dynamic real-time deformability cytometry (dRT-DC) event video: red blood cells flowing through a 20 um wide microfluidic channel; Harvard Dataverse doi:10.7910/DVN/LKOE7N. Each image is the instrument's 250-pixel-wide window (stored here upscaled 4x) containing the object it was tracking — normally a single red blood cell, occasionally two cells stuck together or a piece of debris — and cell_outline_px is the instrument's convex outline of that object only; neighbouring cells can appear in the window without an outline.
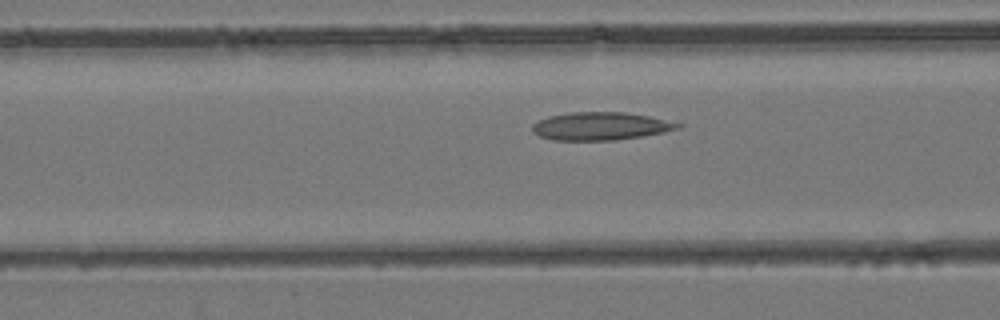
{"species": "common noctule bat (a hibernating species)", "species_latin": "Nyctalus noctula", "temperature_condition": "room temperature", "stored_images_in_passage": 34, "camera_frame_rate_fps": 3000, "um_per_image_px": 0.085, "animal": {"sex": "female", "body_mass_g": 24.6, "forearm_length_mm": 56.2}, "frame": {"image": 1, "passage_image": 11, "time_ms": 3.333, "image_size_px": [1000, 320], "cell_outline_px": [[684, 124], [680, 128], [664, 132], [616, 140], [552, 140], [540, 136], [532, 132], [532, 124], [548, 116], [572, 112], [624, 112], [648, 116]], "centroid_in_image_um": [51.03, 10.72], "position_along_channel_um": 115.6, "area_um2": 23.58}}
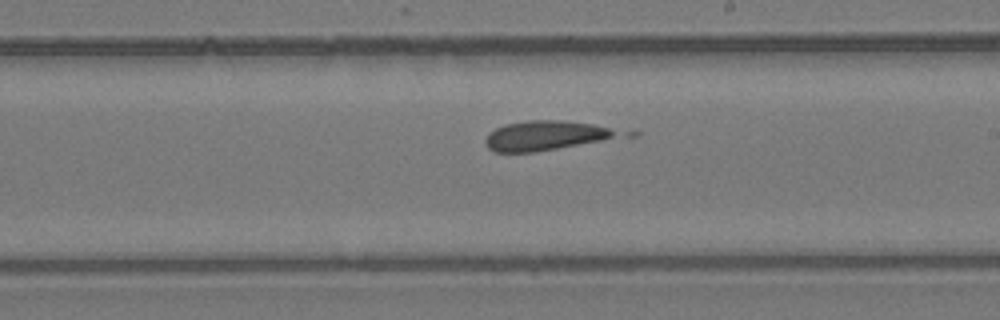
{"frame": {"image": 2, "passage_image": 20, "time_ms": 6.333, "image_size_px": [1000, 320], "cell_outline_px": [[616, 132], [612, 136], [600, 140], [536, 152], [492, 152], [488, 148], [484, 140], [488, 132], [504, 124], [528, 120], [564, 120], [592, 124], [608, 128]], "centroid_in_image_um": [46.17, 11.52], "position_along_channel_um": 242.8, "area_um2": 22.31}}
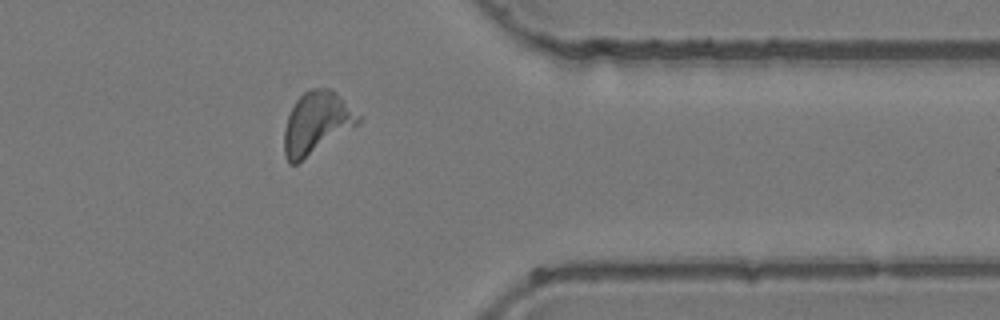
{"frame": {"image": 3, "passage_image": 31, "time_ms": 10.0, "image_size_px": [1000, 320], "cell_outline_px": [[364, 116], [356, 124], [296, 164], [288, 164], [284, 156], [284, 128], [288, 116], [296, 100], [308, 88], [328, 88], [336, 92]], "centroid_in_image_um": [26.9, 10.42], "position_along_channel_um": 384.5, "area_um2": 26.59}}